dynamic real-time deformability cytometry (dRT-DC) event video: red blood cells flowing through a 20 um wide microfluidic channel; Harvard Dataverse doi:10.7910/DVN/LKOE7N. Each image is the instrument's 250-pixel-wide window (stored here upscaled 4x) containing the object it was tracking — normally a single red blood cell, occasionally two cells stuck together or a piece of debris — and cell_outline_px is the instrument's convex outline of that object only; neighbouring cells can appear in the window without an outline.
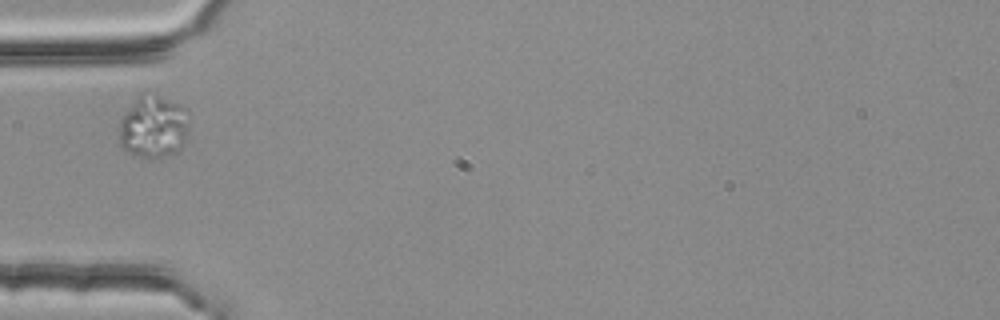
{"species": "common noctule bat (a hibernating species)", "species_latin": "Nyctalus noctula", "temperature_condition": "room temperature", "stored_images_in_passage": 2, "camera_frame_rate_fps": 3000, "um_per_image_px": 0.085, "animal": {"sex": "female", "body_mass_g": 25.1}, "frame": {"image": 1, "passage_image": 1, "time_ms": 0.0, "image_size_px": [1000, 320], "cell_outline_px": [[188, 132], [184, 144], [176, 152], [168, 156], [148, 160], [132, 156], [120, 144], [120, 120], [140, 92], [160, 96], [180, 104], [188, 108]], "centroid_in_image_um": [13.07, 10.81], "position_along_channel_um": 71.9, "area_um2": 26.07}}
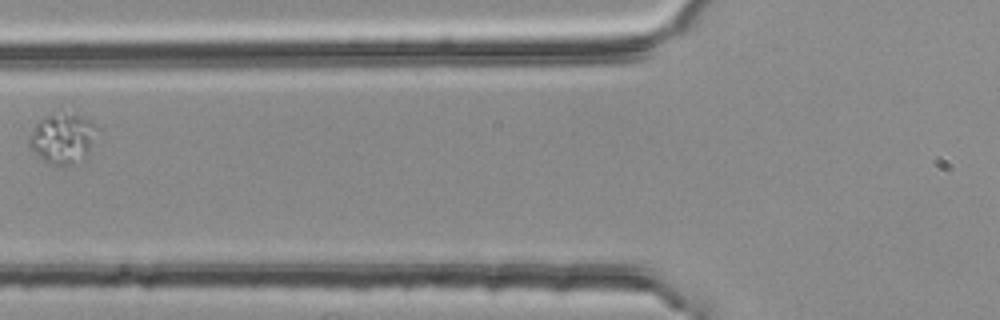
{"frame": {"image": 2, "passage_image": 2, "time_ms": 0.333, "image_size_px": [1000, 320], "cell_outline_px": [[100, 128], [88, 152], [84, 156], [72, 164], [48, 164], [28, 144], [28, 136], [36, 124], [40, 120], [60, 108], [72, 112], [96, 124]], "centroid_in_image_um": [5.34, 11.67], "position_along_channel_um": 120.5, "area_um2": 20.0}}